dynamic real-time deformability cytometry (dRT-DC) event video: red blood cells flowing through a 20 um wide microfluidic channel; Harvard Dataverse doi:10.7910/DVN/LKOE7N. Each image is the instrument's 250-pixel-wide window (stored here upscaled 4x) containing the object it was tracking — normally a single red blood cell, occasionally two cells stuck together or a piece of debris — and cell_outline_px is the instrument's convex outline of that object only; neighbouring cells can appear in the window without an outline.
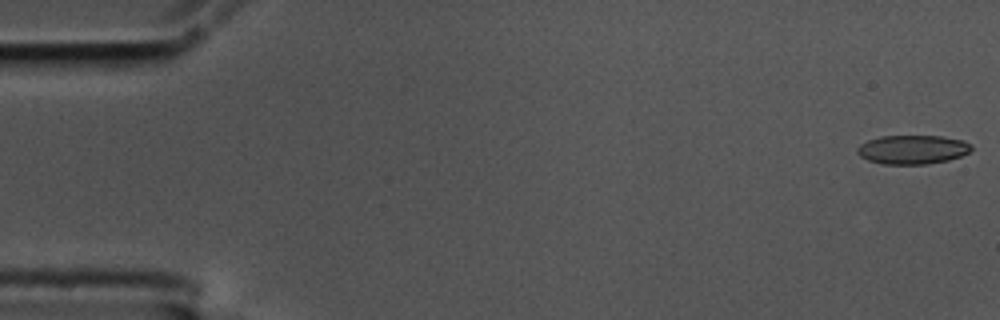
{"species": "common noctule bat (a hibernating species)", "species_latin": "Nyctalus noctula", "temperature_condition": "cold", "stored_images_in_passage": 14, "camera_frame_rate_fps": 3000, "um_per_image_px": 0.085, "animal": {"sex": "male", "body_mass_g": 17.5, "forearm_length_mm": 52.3}, "frame": {"image": 1, "passage_image": 1, "time_ms": 0.0, "image_size_px": [1000, 320], "cell_outline_px": [[972, 148], [968, 152], [960, 156], [948, 160], [928, 164], [884, 164], [868, 160], [860, 156], [856, 152], [856, 148], [860, 144], [868, 140], [880, 136], [944, 136], [964, 140], [972, 144]], "centroid_in_image_um": [77.57, 12.7], "position_along_channel_um": 7.4, "area_um2": 19.36}}